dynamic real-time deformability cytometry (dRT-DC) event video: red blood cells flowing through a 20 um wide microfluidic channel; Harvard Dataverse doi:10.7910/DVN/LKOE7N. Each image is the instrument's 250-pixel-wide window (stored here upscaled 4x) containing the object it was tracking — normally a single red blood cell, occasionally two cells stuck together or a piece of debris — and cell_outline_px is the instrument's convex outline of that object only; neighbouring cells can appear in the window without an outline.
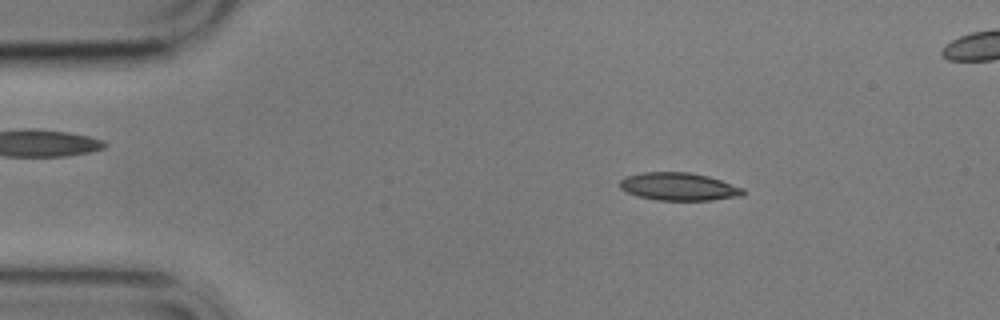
{"species": "common noctule bat (a hibernating species)", "species_latin": "Nyctalus noctula", "temperature_condition": "cold", "stored_images_in_passage": 5, "segment_of_instrument_passage": [1, 2], "camera_frame_rate_fps": 3000, "um_per_image_px": 0.085, "animal": {"sex": "male", "body_mass_g": 17.9}, "frame": {"image": 1, "passage_image": 2, "time_ms": 1.333, "image_size_px": [1000, 320], "cell_outline_px": [[744, 196], [712, 200], [656, 200], [636, 196], [620, 188], [620, 180], [624, 176], [644, 172], [688, 172], [708, 176], [744, 188]], "centroid_in_image_um": [57.69, 15.86], "position_along_channel_um": 27.3, "area_um2": 20.06}}